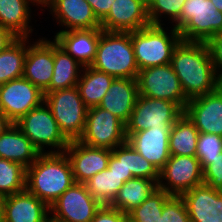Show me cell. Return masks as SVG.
Returning <instances> with one entry per match:
<instances>
[{
  "label": "cell",
  "instance_id": "obj_1",
  "mask_svg": "<svg viewBox=\"0 0 222 222\" xmlns=\"http://www.w3.org/2000/svg\"><path fill=\"white\" fill-rule=\"evenodd\" d=\"M170 64L188 99L211 93L222 83L205 42L180 40L173 49Z\"/></svg>",
  "mask_w": 222,
  "mask_h": 222
},
{
  "label": "cell",
  "instance_id": "obj_2",
  "mask_svg": "<svg viewBox=\"0 0 222 222\" xmlns=\"http://www.w3.org/2000/svg\"><path fill=\"white\" fill-rule=\"evenodd\" d=\"M75 183L70 161L63 153H41L26 168V189L49 207Z\"/></svg>",
  "mask_w": 222,
  "mask_h": 222
},
{
  "label": "cell",
  "instance_id": "obj_3",
  "mask_svg": "<svg viewBox=\"0 0 222 222\" xmlns=\"http://www.w3.org/2000/svg\"><path fill=\"white\" fill-rule=\"evenodd\" d=\"M93 69L114 78L137 79L139 69L130 32H107L100 29Z\"/></svg>",
  "mask_w": 222,
  "mask_h": 222
},
{
  "label": "cell",
  "instance_id": "obj_4",
  "mask_svg": "<svg viewBox=\"0 0 222 222\" xmlns=\"http://www.w3.org/2000/svg\"><path fill=\"white\" fill-rule=\"evenodd\" d=\"M164 28L163 25H149L130 32L139 70L170 63L173 49L181 37L173 26L171 30Z\"/></svg>",
  "mask_w": 222,
  "mask_h": 222
},
{
  "label": "cell",
  "instance_id": "obj_5",
  "mask_svg": "<svg viewBox=\"0 0 222 222\" xmlns=\"http://www.w3.org/2000/svg\"><path fill=\"white\" fill-rule=\"evenodd\" d=\"M172 26L179 31L181 40L206 43L222 33V12L211 0H186Z\"/></svg>",
  "mask_w": 222,
  "mask_h": 222
},
{
  "label": "cell",
  "instance_id": "obj_6",
  "mask_svg": "<svg viewBox=\"0 0 222 222\" xmlns=\"http://www.w3.org/2000/svg\"><path fill=\"white\" fill-rule=\"evenodd\" d=\"M44 95V102L63 135L69 141L79 140L85 128L88 107L80 97L77 86L55 90Z\"/></svg>",
  "mask_w": 222,
  "mask_h": 222
},
{
  "label": "cell",
  "instance_id": "obj_7",
  "mask_svg": "<svg viewBox=\"0 0 222 222\" xmlns=\"http://www.w3.org/2000/svg\"><path fill=\"white\" fill-rule=\"evenodd\" d=\"M15 124L40 153H46V147L53 149L47 153H63L70 142L61 132L45 102L30 110Z\"/></svg>",
  "mask_w": 222,
  "mask_h": 222
},
{
  "label": "cell",
  "instance_id": "obj_8",
  "mask_svg": "<svg viewBox=\"0 0 222 222\" xmlns=\"http://www.w3.org/2000/svg\"><path fill=\"white\" fill-rule=\"evenodd\" d=\"M184 111L174 102L139 95L125 124V134L153 128H171Z\"/></svg>",
  "mask_w": 222,
  "mask_h": 222
},
{
  "label": "cell",
  "instance_id": "obj_9",
  "mask_svg": "<svg viewBox=\"0 0 222 222\" xmlns=\"http://www.w3.org/2000/svg\"><path fill=\"white\" fill-rule=\"evenodd\" d=\"M78 141L90 147L112 150L126 142L125 124L99 106L90 107Z\"/></svg>",
  "mask_w": 222,
  "mask_h": 222
},
{
  "label": "cell",
  "instance_id": "obj_10",
  "mask_svg": "<svg viewBox=\"0 0 222 222\" xmlns=\"http://www.w3.org/2000/svg\"><path fill=\"white\" fill-rule=\"evenodd\" d=\"M137 83L139 95L172 101L183 111L189 101L170 63L139 70Z\"/></svg>",
  "mask_w": 222,
  "mask_h": 222
},
{
  "label": "cell",
  "instance_id": "obj_11",
  "mask_svg": "<svg viewBox=\"0 0 222 222\" xmlns=\"http://www.w3.org/2000/svg\"><path fill=\"white\" fill-rule=\"evenodd\" d=\"M201 184L203 169L196 156L171 155L159 171L158 188L171 196H181Z\"/></svg>",
  "mask_w": 222,
  "mask_h": 222
},
{
  "label": "cell",
  "instance_id": "obj_12",
  "mask_svg": "<svg viewBox=\"0 0 222 222\" xmlns=\"http://www.w3.org/2000/svg\"><path fill=\"white\" fill-rule=\"evenodd\" d=\"M44 92L24 77L0 85V111L16 123L44 102Z\"/></svg>",
  "mask_w": 222,
  "mask_h": 222
},
{
  "label": "cell",
  "instance_id": "obj_13",
  "mask_svg": "<svg viewBox=\"0 0 222 222\" xmlns=\"http://www.w3.org/2000/svg\"><path fill=\"white\" fill-rule=\"evenodd\" d=\"M101 206L85 184L74 183L50 206V215L61 222H91Z\"/></svg>",
  "mask_w": 222,
  "mask_h": 222
},
{
  "label": "cell",
  "instance_id": "obj_14",
  "mask_svg": "<svg viewBox=\"0 0 222 222\" xmlns=\"http://www.w3.org/2000/svg\"><path fill=\"white\" fill-rule=\"evenodd\" d=\"M184 114L199 133L222 137V83L211 93L189 99Z\"/></svg>",
  "mask_w": 222,
  "mask_h": 222
},
{
  "label": "cell",
  "instance_id": "obj_15",
  "mask_svg": "<svg viewBox=\"0 0 222 222\" xmlns=\"http://www.w3.org/2000/svg\"><path fill=\"white\" fill-rule=\"evenodd\" d=\"M54 69V39L39 38L27 45L23 77L48 93Z\"/></svg>",
  "mask_w": 222,
  "mask_h": 222
},
{
  "label": "cell",
  "instance_id": "obj_16",
  "mask_svg": "<svg viewBox=\"0 0 222 222\" xmlns=\"http://www.w3.org/2000/svg\"><path fill=\"white\" fill-rule=\"evenodd\" d=\"M64 153L70 161L75 183L82 184L107 169L112 154L109 149L90 147L78 140L70 141Z\"/></svg>",
  "mask_w": 222,
  "mask_h": 222
},
{
  "label": "cell",
  "instance_id": "obj_17",
  "mask_svg": "<svg viewBox=\"0 0 222 222\" xmlns=\"http://www.w3.org/2000/svg\"><path fill=\"white\" fill-rule=\"evenodd\" d=\"M149 25L148 6L143 0H115L101 21V29L107 32H131Z\"/></svg>",
  "mask_w": 222,
  "mask_h": 222
},
{
  "label": "cell",
  "instance_id": "obj_18",
  "mask_svg": "<svg viewBox=\"0 0 222 222\" xmlns=\"http://www.w3.org/2000/svg\"><path fill=\"white\" fill-rule=\"evenodd\" d=\"M181 198L191 222H222V191L206 184L195 186Z\"/></svg>",
  "mask_w": 222,
  "mask_h": 222
},
{
  "label": "cell",
  "instance_id": "obj_19",
  "mask_svg": "<svg viewBox=\"0 0 222 222\" xmlns=\"http://www.w3.org/2000/svg\"><path fill=\"white\" fill-rule=\"evenodd\" d=\"M48 8L57 25L65 27L60 31L101 29V22L85 0H54Z\"/></svg>",
  "mask_w": 222,
  "mask_h": 222
},
{
  "label": "cell",
  "instance_id": "obj_20",
  "mask_svg": "<svg viewBox=\"0 0 222 222\" xmlns=\"http://www.w3.org/2000/svg\"><path fill=\"white\" fill-rule=\"evenodd\" d=\"M170 129L151 127L133 134H125L126 141L160 171L171 156L169 151Z\"/></svg>",
  "mask_w": 222,
  "mask_h": 222
},
{
  "label": "cell",
  "instance_id": "obj_21",
  "mask_svg": "<svg viewBox=\"0 0 222 222\" xmlns=\"http://www.w3.org/2000/svg\"><path fill=\"white\" fill-rule=\"evenodd\" d=\"M50 207L27 189L3 197V222H44Z\"/></svg>",
  "mask_w": 222,
  "mask_h": 222
},
{
  "label": "cell",
  "instance_id": "obj_22",
  "mask_svg": "<svg viewBox=\"0 0 222 222\" xmlns=\"http://www.w3.org/2000/svg\"><path fill=\"white\" fill-rule=\"evenodd\" d=\"M138 96L137 79L115 78L98 106L111 112L126 124Z\"/></svg>",
  "mask_w": 222,
  "mask_h": 222
},
{
  "label": "cell",
  "instance_id": "obj_23",
  "mask_svg": "<svg viewBox=\"0 0 222 222\" xmlns=\"http://www.w3.org/2000/svg\"><path fill=\"white\" fill-rule=\"evenodd\" d=\"M100 29L59 31L54 39L82 66H90L96 56Z\"/></svg>",
  "mask_w": 222,
  "mask_h": 222
},
{
  "label": "cell",
  "instance_id": "obj_24",
  "mask_svg": "<svg viewBox=\"0 0 222 222\" xmlns=\"http://www.w3.org/2000/svg\"><path fill=\"white\" fill-rule=\"evenodd\" d=\"M40 154L39 150L15 123H12L0 135V158L20 163L27 168L32 165Z\"/></svg>",
  "mask_w": 222,
  "mask_h": 222
},
{
  "label": "cell",
  "instance_id": "obj_25",
  "mask_svg": "<svg viewBox=\"0 0 222 222\" xmlns=\"http://www.w3.org/2000/svg\"><path fill=\"white\" fill-rule=\"evenodd\" d=\"M31 0H0V26L17 38H31Z\"/></svg>",
  "mask_w": 222,
  "mask_h": 222
},
{
  "label": "cell",
  "instance_id": "obj_26",
  "mask_svg": "<svg viewBox=\"0 0 222 222\" xmlns=\"http://www.w3.org/2000/svg\"><path fill=\"white\" fill-rule=\"evenodd\" d=\"M83 67L54 39V69L48 93L77 86Z\"/></svg>",
  "mask_w": 222,
  "mask_h": 222
},
{
  "label": "cell",
  "instance_id": "obj_27",
  "mask_svg": "<svg viewBox=\"0 0 222 222\" xmlns=\"http://www.w3.org/2000/svg\"><path fill=\"white\" fill-rule=\"evenodd\" d=\"M157 188L158 184L153 180L134 177L124 183L109 206L128 214L144 202Z\"/></svg>",
  "mask_w": 222,
  "mask_h": 222
},
{
  "label": "cell",
  "instance_id": "obj_28",
  "mask_svg": "<svg viewBox=\"0 0 222 222\" xmlns=\"http://www.w3.org/2000/svg\"><path fill=\"white\" fill-rule=\"evenodd\" d=\"M82 72L77 83L80 97L88 108L98 106L115 78L90 66L83 67Z\"/></svg>",
  "mask_w": 222,
  "mask_h": 222
},
{
  "label": "cell",
  "instance_id": "obj_29",
  "mask_svg": "<svg viewBox=\"0 0 222 222\" xmlns=\"http://www.w3.org/2000/svg\"><path fill=\"white\" fill-rule=\"evenodd\" d=\"M199 134L198 129L183 113L170 129V154L179 156H196Z\"/></svg>",
  "mask_w": 222,
  "mask_h": 222
},
{
  "label": "cell",
  "instance_id": "obj_30",
  "mask_svg": "<svg viewBox=\"0 0 222 222\" xmlns=\"http://www.w3.org/2000/svg\"><path fill=\"white\" fill-rule=\"evenodd\" d=\"M29 38H16L0 52V85L23 77Z\"/></svg>",
  "mask_w": 222,
  "mask_h": 222
},
{
  "label": "cell",
  "instance_id": "obj_31",
  "mask_svg": "<svg viewBox=\"0 0 222 222\" xmlns=\"http://www.w3.org/2000/svg\"><path fill=\"white\" fill-rule=\"evenodd\" d=\"M124 183L122 177L107 168L96 173L85 185L92 197L101 205H110Z\"/></svg>",
  "mask_w": 222,
  "mask_h": 222
},
{
  "label": "cell",
  "instance_id": "obj_32",
  "mask_svg": "<svg viewBox=\"0 0 222 222\" xmlns=\"http://www.w3.org/2000/svg\"><path fill=\"white\" fill-rule=\"evenodd\" d=\"M26 189V168L0 158V196L6 197Z\"/></svg>",
  "mask_w": 222,
  "mask_h": 222
},
{
  "label": "cell",
  "instance_id": "obj_33",
  "mask_svg": "<svg viewBox=\"0 0 222 222\" xmlns=\"http://www.w3.org/2000/svg\"><path fill=\"white\" fill-rule=\"evenodd\" d=\"M171 197L157 188L151 195L128 213L129 222H160L165 202Z\"/></svg>",
  "mask_w": 222,
  "mask_h": 222
},
{
  "label": "cell",
  "instance_id": "obj_34",
  "mask_svg": "<svg viewBox=\"0 0 222 222\" xmlns=\"http://www.w3.org/2000/svg\"><path fill=\"white\" fill-rule=\"evenodd\" d=\"M125 166L127 174L133 177L146 178L158 184L159 171L139 154L127 141L125 142Z\"/></svg>",
  "mask_w": 222,
  "mask_h": 222
},
{
  "label": "cell",
  "instance_id": "obj_35",
  "mask_svg": "<svg viewBox=\"0 0 222 222\" xmlns=\"http://www.w3.org/2000/svg\"><path fill=\"white\" fill-rule=\"evenodd\" d=\"M186 0H151L148 3V18L151 25H165L161 22V17L168 16V20L175 23L181 14Z\"/></svg>",
  "mask_w": 222,
  "mask_h": 222
},
{
  "label": "cell",
  "instance_id": "obj_36",
  "mask_svg": "<svg viewBox=\"0 0 222 222\" xmlns=\"http://www.w3.org/2000/svg\"><path fill=\"white\" fill-rule=\"evenodd\" d=\"M222 152V137L215 134L200 133L197 143L196 157L201 162L202 169L211 163Z\"/></svg>",
  "mask_w": 222,
  "mask_h": 222
},
{
  "label": "cell",
  "instance_id": "obj_37",
  "mask_svg": "<svg viewBox=\"0 0 222 222\" xmlns=\"http://www.w3.org/2000/svg\"><path fill=\"white\" fill-rule=\"evenodd\" d=\"M160 222H191L181 196H171L165 202Z\"/></svg>",
  "mask_w": 222,
  "mask_h": 222
},
{
  "label": "cell",
  "instance_id": "obj_38",
  "mask_svg": "<svg viewBox=\"0 0 222 222\" xmlns=\"http://www.w3.org/2000/svg\"><path fill=\"white\" fill-rule=\"evenodd\" d=\"M203 183L222 191V152L203 169Z\"/></svg>",
  "mask_w": 222,
  "mask_h": 222
},
{
  "label": "cell",
  "instance_id": "obj_39",
  "mask_svg": "<svg viewBox=\"0 0 222 222\" xmlns=\"http://www.w3.org/2000/svg\"><path fill=\"white\" fill-rule=\"evenodd\" d=\"M111 155L108 162V168L122 177L124 182L134 178L132 174H127L125 166V143L111 150Z\"/></svg>",
  "mask_w": 222,
  "mask_h": 222
},
{
  "label": "cell",
  "instance_id": "obj_40",
  "mask_svg": "<svg viewBox=\"0 0 222 222\" xmlns=\"http://www.w3.org/2000/svg\"><path fill=\"white\" fill-rule=\"evenodd\" d=\"M91 222H129V217L128 214L118 209H114L109 205H102Z\"/></svg>",
  "mask_w": 222,
  "mask_h": 222
},
{
  "label": "cell",
  "instance_id": "obj_41",
  "mask_svg": "<svg viewBox=\"0 0 222 222\" xmlns=\"http://www.w3.org/2000/svg\"><path fill=\"white\" fill-rule=\"evenodd\" d=\"M206 44L216 73L222 79V33H218L209 39Z\"/></svg>",
  "mask_w": 222,
  "mask_h": 222
},
{
  "label": "cell",
  "instance_id": "obj_42",
  "mask_svg": "<svg viewBox=\"0 0 222 222\" xmlns=\"http://www.w3.org/2000/svg\"><path fill=\"white\" fill-rule=\"evenodd\" d=\"M93 9L97 19L101 22L109 13L111 6L115 0H85Z\"/></svg>",
  "mask_w": 222,
  "mask_h": 222
},
{
  "label": "cell",
  "instance_id": "obj_43",
  "mask_svg": "<svg viewBox=\"0 0 222 222\" xmlns=\"http://www.w3.org/2000/svg\"><path fill=\"white\" fill-rule=\"evenodd\" d=\"M16 38L8 29L0 26V52Z\"/></svg>",
  "mask_w": 222,
  "mask_h": 222
},
{
  "label": "cell",
  "instance_id": "obj_44",
  "mask_svg": "<svg viewBox=\"0 0 222 222\" xmlns=\"http://www.w3.org/2000/svg\"><path fill=\"white\" fill-rule=\"evenodd\" d=\"M12 122L0 111V135L3 134Z\"/></svg>",
  "mask_w": 222,
  "mask_h": 222
},
{
  "label": "cell",
  "instance_id": "obj_45",
  "mask_svg": "<svg viewBox=\"0 0 222 222\" xmlns=\"http://www.w3.org/2000/svg\"><path fill=\"white\" fill-rule=\"evenodd\" d=\"M32 1V5H39L41 7H48L54 0H31ZM34 3V4H33Z\"/></svg>",
  "mask_w": 222,
  "mask_h": 222
},
{
  "label": "cell",
  "instance_id": "obj_46",
  "mask_svg": "<svg viewBox=\"0 0 222 222\" xmlns=\"http://www.w3.org/2000/svg\"><path fill=\"white\" fill-rule=\"evenodd\" d=\"M218 11L222 12V0H211Z\"/></svg>",
  "mask_w": 222,
  "mask_h": 222
},
{
  "label": "cell",
  "instance_id": "obj_47",
  "mask_svg": "<svg viewBox=\"0 0 222 222\" xmlns=\"http://www.w3.org/2000/svg\"><path fill=\"white\" fill-rule=\"evenodd\" d=\"M0 222H3V197L0 196Z\"/></svg>",
  "mask_w": 222,
  "mask_h": 222
},
{
  "label": "cell",
  "instance_id": "obj_48",
  "mask_svg": "<svg viewBox=\"0 0 222 222\" xmlns=\"http://www.w3.org/2000/svg\"><path fill=\"white\" fill-rule=\"evenodd\" d=\"M44 222H61V221H58V220L54 219V218L50 215V217H48Z\"/></svg>",
  "mask_w": 222,
  "mask_h": 222
},
{
  "label": "cell",
  "instance_id": "obj_49",
  "mask_svg": "<svg viewBox=\"0 0 222 222\" xmlns=\"http://www.w3.org/2000/svg\"><path fill=\"white\" fill-rule=\"evenodd\" d=\"M147 5L151 0H143Z\"/></svg>",
  "mask_w": 222,
  "mask_h": 222
}]
</instances>
